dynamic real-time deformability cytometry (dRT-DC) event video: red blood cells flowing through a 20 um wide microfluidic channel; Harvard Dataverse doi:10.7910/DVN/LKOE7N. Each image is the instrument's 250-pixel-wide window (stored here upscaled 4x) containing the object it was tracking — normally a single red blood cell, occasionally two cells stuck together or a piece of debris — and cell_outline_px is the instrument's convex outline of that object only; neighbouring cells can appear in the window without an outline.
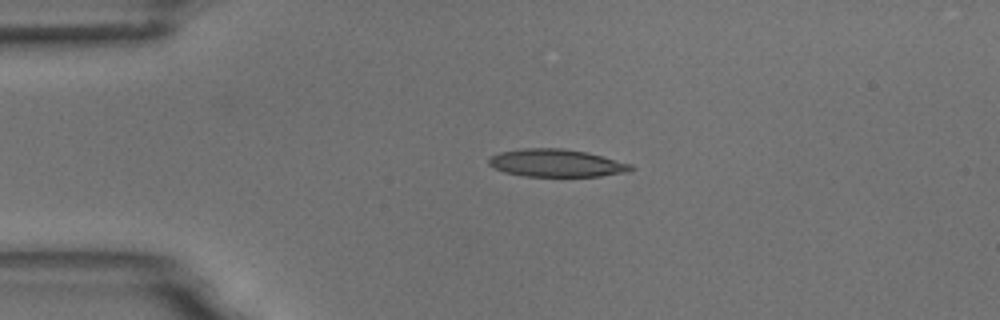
{"species": "common noctule bat (a hibernating species)", "species_latin": "Nyctalus noctula", "temperature_condition": "room temperature", "stored_images_in_passage": 4, "camera_frame_rate_fps": 3000, "um_per_image_px": 0.085, "animal": {"sex": "male", "body_mass_g": 18.8}, "frame": {"image": 1, "passage_image": 3, "time_ms": 3.333, "image_size_px": [1000, 320], "cell_outline_px": [[636, 168], [628, 172], [600, 176], [524, 176], [504, 172], [488, 164], [488, 160], [492, 156], [500, 152], [524, 148], [564, 148], [588, 152], [632, 164]], "centroid_in_image_um": [47.33, 13.85], "position_along_channel_um": 37.7, "area_um2": 22.95}}